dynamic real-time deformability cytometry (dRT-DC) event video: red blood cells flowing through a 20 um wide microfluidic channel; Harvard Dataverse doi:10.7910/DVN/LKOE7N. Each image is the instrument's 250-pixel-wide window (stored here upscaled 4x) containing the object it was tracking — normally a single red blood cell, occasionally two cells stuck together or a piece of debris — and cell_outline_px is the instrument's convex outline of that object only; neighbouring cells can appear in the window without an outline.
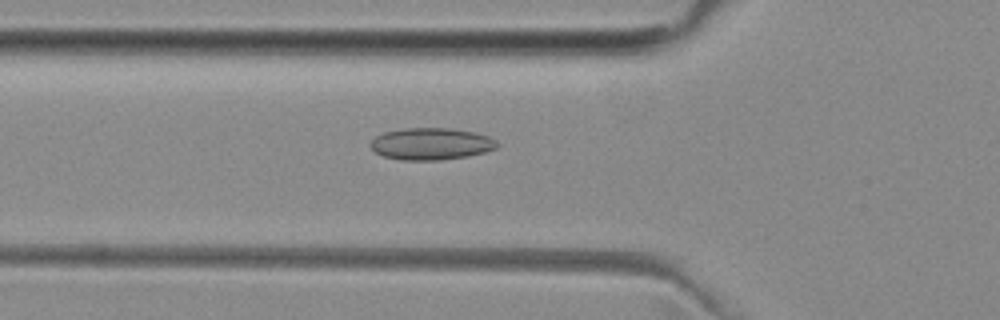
{"species": "common noctule bat (a hibernating species)", "species_latin": "Nyctalus noctula", "temperature_condition": "room temperature", "stored_images_in_passage": 52, "camera_frame_rate_fps": 3000, "um_per_image_px": 0.085, "animal": {"sex": "female", "body_mass_g": 29.2, "forearm_length_mm": 56.3}, "frame": {"image": 1, "passage_image": 18, "time_ms": 5.667, "image_size_px": [1000, 320], "cell_outline_px": [[500, 144], [496, 148], [484, 152], [468, 156], [440, 160], [400, 160], [384, 156], [376, 152], [368, 144], [376, 136], [384, 132], [404, 128], [452, 128], [476, 132], [488, 136], [496, 140]], "centroid_in_image_um": [36.66, 12.22], "position_along_channel_um": 89.1, "area_um2": 23.7}}
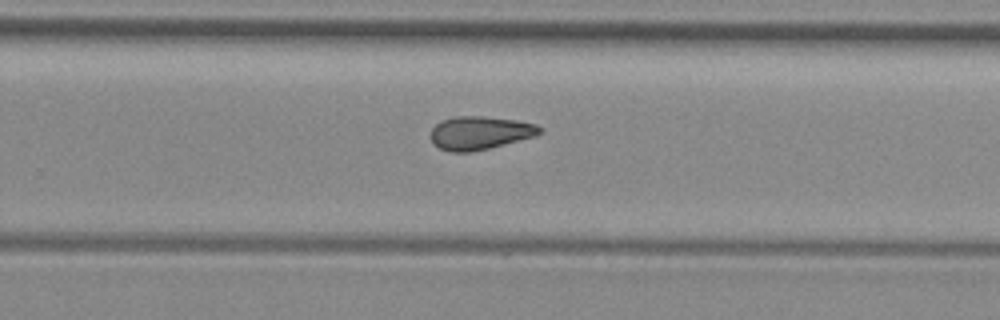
{"frame": {"image": 2, "passage_image": 33, "time_ms": 10.667, "image_size_px": [1000, 320], "cell_outline_px": [[544, 128], [536, 136], [488, 148], [468, 152], [448, 152], [432, 144], [432, 128], [440, 120], [456, 116], [480, 116], [516, 120], [536, 124]], "centroid_in_image_um": [40.78, 11.29], "position_along_channel_um": 289.0, "area_um2": 21.1}}
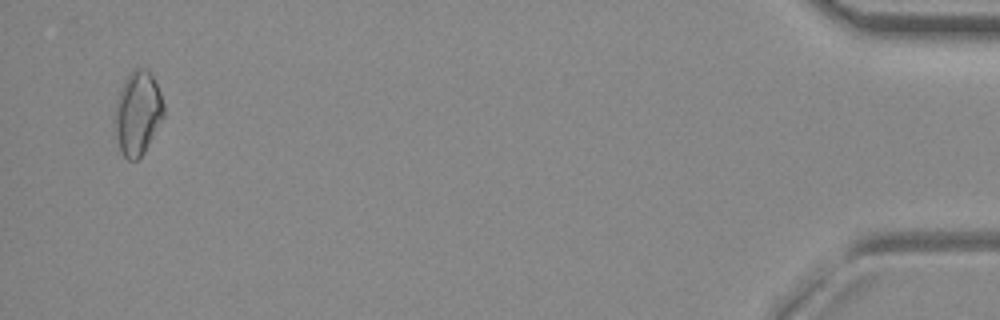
{"frame": {"image": 3, "passage_image": 50, "time_ms": 16.333, "image_size_px": [1000, 320], "cell_outline_px": [[164, 116], [144, 152], [136, 160], [128, 160], [120, 152], [112, 132], [112, 120], [116, 100], [120, 88], [124, 80], [132, 68], [144, 68], [152, 76], [160, 92], [164, 104]], "centroid_in_image_um": [11.64, 9.63], "position_along_channel_um": 423.6, "area_um2": 24.51}, "authors_computed_cell_mechanics": {"area_um2": 21.7039, "velocity_mm_per_s": 3.9913, "shape_relaxation_time_tau1_ms": null, "shape_relaxation_time_tau2_ms": 7.6928, "deformation_change_tau1": null, "deformation_change_tau2": 0.1585}}